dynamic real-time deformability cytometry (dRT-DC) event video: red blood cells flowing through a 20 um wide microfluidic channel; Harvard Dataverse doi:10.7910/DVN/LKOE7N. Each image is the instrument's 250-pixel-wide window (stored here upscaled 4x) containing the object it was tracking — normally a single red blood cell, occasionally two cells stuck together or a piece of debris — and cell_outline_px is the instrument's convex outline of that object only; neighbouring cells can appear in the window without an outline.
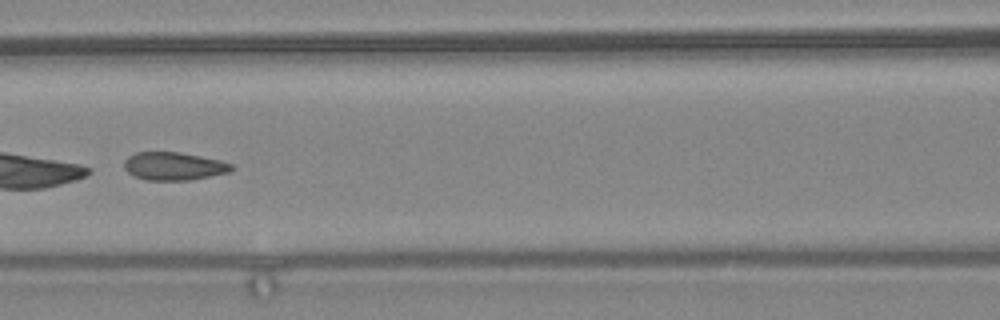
{"species": "common noctule bat (a hibernating species)", "species_latin": "Nyctalus noctula", "temperature_condition": "warm", "stored_images_in_passage": 17, "camera_frame_rate_fps": 3000, "um_per_image_px": 0.085, "animal": {"sex": "female", "body_mass_g": 24.6, "forearm_length_mm": 56.2}, "frame": {"image": 1, "passage_image": 12, "time_ms": 3.667, "image_size_px": [1000, 320], "cell_outline_px": [[236, 168], [228, 172], [188, 180], [144, 180], [128, 172], [124, 168], [124, 160], [128, 156], [136, 152], [180, 152], [220, 160], [232, 164]], "centroid_in_image_um": [14.76, 14.11], "position_along_channel_um": 151.8, "area_um2": 17.46}}
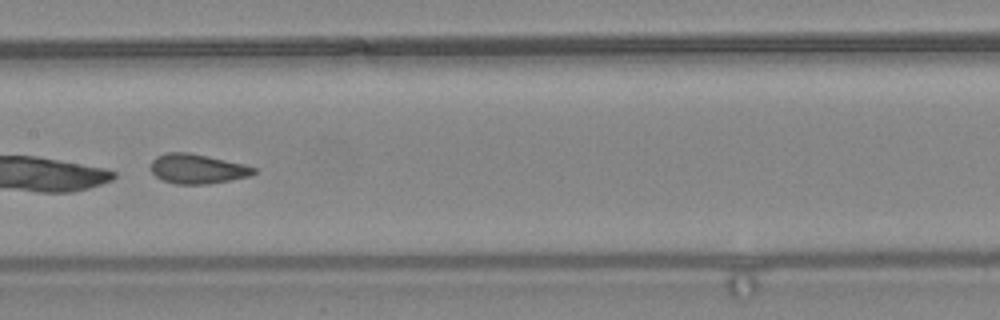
{"frame": {"image": 2, "passage_image": 15, "time_ms": 4.667, "image_size_px": [1000, 320], "cell_outline_px": [[256, 172], [248, 176], [208, 184], [176, 184], [164, 180], [156, 176], [152, 172], [152, 160], [156, 156], [164, 152], [188, 152], [244, 164], [256, 168]], "centroid_in_image_um": [16.75, 14.34], "position_along_channel_um": 190.6, "area_um2": 17.57}}